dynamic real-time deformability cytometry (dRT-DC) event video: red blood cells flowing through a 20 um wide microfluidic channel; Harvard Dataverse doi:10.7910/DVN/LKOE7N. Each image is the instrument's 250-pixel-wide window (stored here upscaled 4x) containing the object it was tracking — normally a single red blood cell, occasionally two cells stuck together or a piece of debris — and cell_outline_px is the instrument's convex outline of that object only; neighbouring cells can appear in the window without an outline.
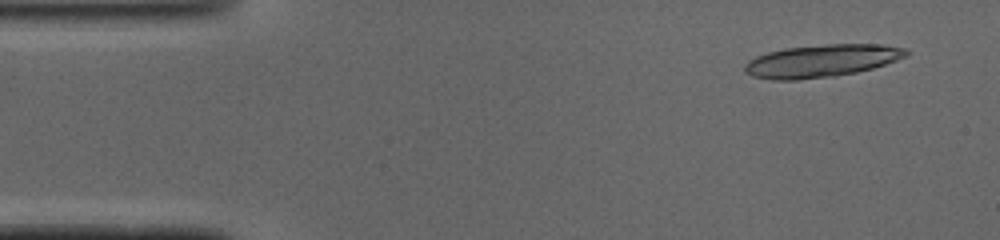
{"species": "common noctule bat (a hibernating species)", "species_latin": "Nyctalus noctula", "temperature_condition": "cold", "stored_images_in_passage": 14, "camera_frame_rate_fps": 3000, "um_per_image_px": 0.085, "animal": {"sex": "male", "body_mass_g": 19.0, "forearm_length_mm": 50.8}, "frame": {"image": 1, "passage_image": 3, "time_ms": 0.667, "image_size_px": [1000, 240], "cell_outline_px": [[908, 56], [872, 68], [856, 72], [836, 76], [796, 80], [772, 80], [752, 76], [744, 72], [744, 64], [748, 60], [756, 56], [768, 52], [784, 48], [828, 44], [884, 44], [908, 48]], "centroid_in_image_um": [69.83, 5.17], "position_along_channel_um": 15.2, "area_um2": 30.87}}